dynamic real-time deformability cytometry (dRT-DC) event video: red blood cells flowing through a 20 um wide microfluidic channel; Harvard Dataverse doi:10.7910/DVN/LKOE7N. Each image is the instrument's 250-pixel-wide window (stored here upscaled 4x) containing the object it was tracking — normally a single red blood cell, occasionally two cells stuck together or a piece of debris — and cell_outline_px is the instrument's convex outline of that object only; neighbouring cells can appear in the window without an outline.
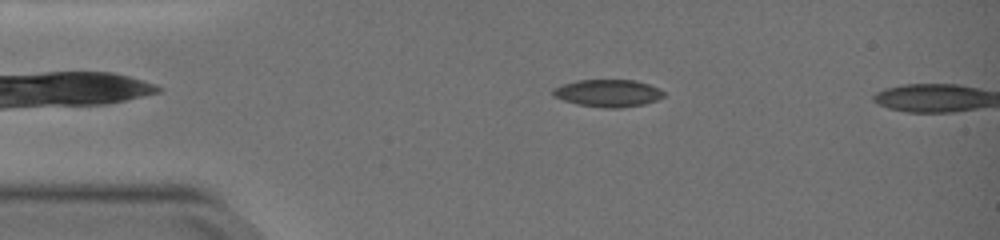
{"species": "common noctule bat (a hibernating species)", "species_latin": "Nyctalus noctula", "temperature_condition": "warm", "stored_images_in_passage": 49, "camera_frame_rate_fps": 3000, "um_per_image_px": 0.085, "animal": {"sex": "female", "body_mass_g": 19.0, "forearm_length_mm": 51.5}, "frame": {"image": 1, "passage_image": 10, "time_ms": 3.0, "image_size_px": [1000, 240], "cell_outline_px": [[664, 96], [656, 100], [644, 104], [620, 108], [604, 108], [576, 104], [552, 96], [552, 88], [576, 80], [636, 80], [660, 88], [664, 92]], "centroid_in_image_um": [51.67, 7.92], "position_along_channel_um": 33.3, "area_um2": 17.74}}
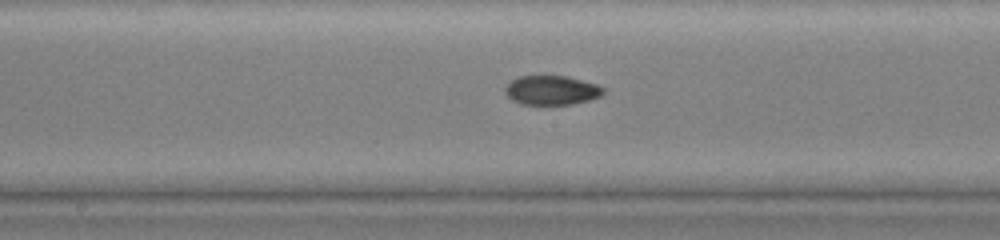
{"frame": {"image": 2, "passage_image": 26, "time_ms": 8.333, "image_size_px": [1000, 240], "cell_outline_px": [[604, 92], [600, 96], [588, 100], [572, 104], [520, 104], [512, 100], [504, 92], [504, 88], [508, 80], [520, 76], [568, 76], [596, 84], [604, 88]], "centroid_in_image_um": [46.84, 7.66], "position_along_channel_um": 201.4, "area_um2": 16.82}}
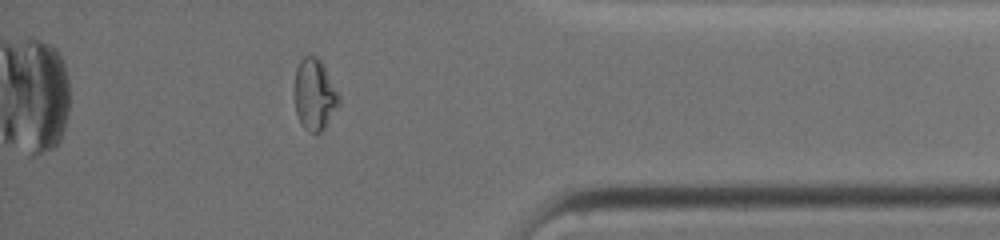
{"frame": {"image": 3, "passage_image": 43, "time_ms": 14.0, "image_size_px": [1000, 240], "cell_outline_px": [[340, 104], [324, 128], [320, 132], [308, 132], [304, 128], [296, 112], [292, 88], [296, 68], [300, 60], [304, 56], [316, 56], [324, 64], [340, 96]], "centroid_in_image_um": [26.72, 8.01], "position_along_channel_um": 408.5, "area_um2": 18.84}}